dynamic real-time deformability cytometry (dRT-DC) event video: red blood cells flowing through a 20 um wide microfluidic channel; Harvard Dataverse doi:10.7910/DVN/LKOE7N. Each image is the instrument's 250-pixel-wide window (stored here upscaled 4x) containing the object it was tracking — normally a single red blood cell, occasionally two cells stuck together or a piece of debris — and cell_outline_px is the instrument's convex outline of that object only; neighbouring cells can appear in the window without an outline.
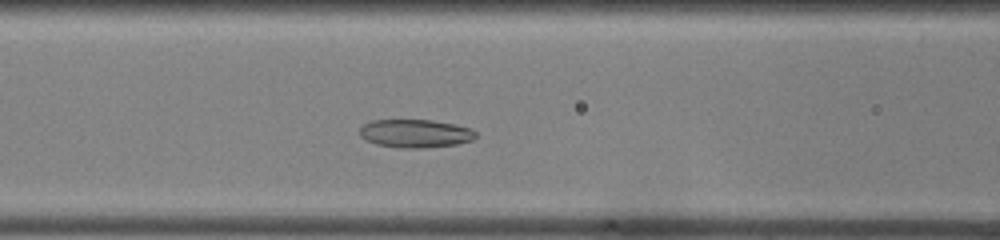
{"species": "common noctule bat (a hibernating species)", "species_latin": "Nyctalus noctula", "temperature_condition": "room temperature", "stored_images_in_passage": 42, "camera_frame_rate_fps": 3000, "um_per_image_px": 0.085, "animal": {"sex": "female", "body_mass_g": 22.0, "forearm_length_mm": 56.7}, "frame": {"image": 1, "passage_image": 14, "time_ms": 4.333, "image_size_px": [1000, 240], "cell_outline_px": [[476, 136], [472, 140], [456, 144], [424, 148], [404, 148], [376, 144], [364, 140], [360, 136], [360, 128], [364, 124], [372, 120], [432, 120], [456, 124], [472, 128], [476, 132]], "centroid_in_image_um": [35.31, 11.34], "position_along_channel_um": 131.3, "area_um2": 19.19}}
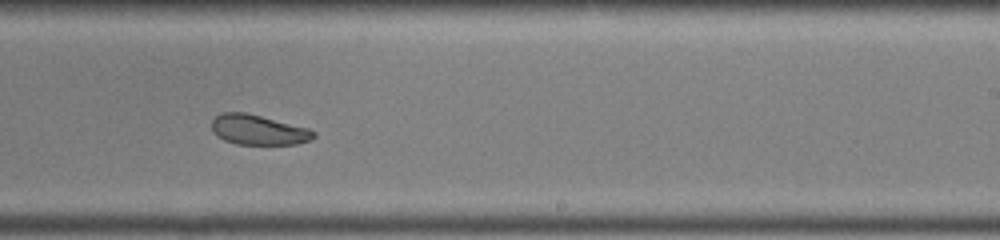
{"frame": {"image": 2, "passage_image": 24, "time_ms": 7.667, "image_size_px": [1000, 240], "cell_outline_px": [[316, 136], [308, 140], [296, 144], [236, 144], [224, 140], [216, 136], [212, 132], [212, 120], [220, 112], [244, 112], [308, 128], [316, 132]], "centroid_in_image_um": [21.91, 11.04], "position_along_channel_um": 267.1, "area_um2": 17.74}}
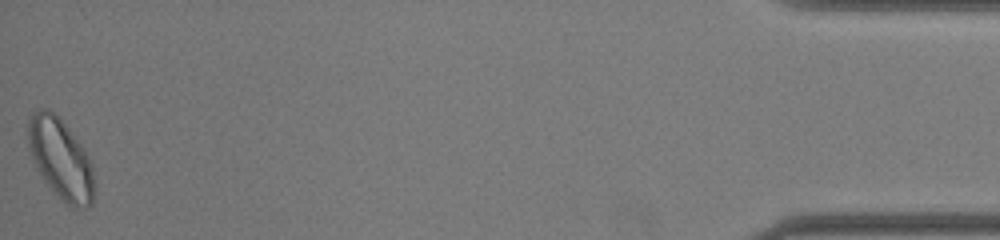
{"frame": {"image": 3, "passage_image": 42, "time_ms": 13.667, "image_size_px": [1000, 240], "cell_outline_px": [[92, 204], [88, 208], [72, 208], [40, 176], [32, 160], [28, 144], [28, 120], [36, 108], [48, 108], [68, 128], [80, 144], [88, 156], [92, 164]], "centroid_in_image_um": [5.12, 13.48], "position_along_channel_um": 430.1, "area_um2": 30.4}, "authors_computed_cell_mechanics": {"area_um2": 21.0103, "velocity_mm_per_s": 4.0912, "shape_relaxation_time_tau1_ms": 4.6057, "shape_relaxation_time_tau2_ms": 2.4756, "deformation_change_tau1": 0.0939, "deformation_change_tau2": 0.0872}}